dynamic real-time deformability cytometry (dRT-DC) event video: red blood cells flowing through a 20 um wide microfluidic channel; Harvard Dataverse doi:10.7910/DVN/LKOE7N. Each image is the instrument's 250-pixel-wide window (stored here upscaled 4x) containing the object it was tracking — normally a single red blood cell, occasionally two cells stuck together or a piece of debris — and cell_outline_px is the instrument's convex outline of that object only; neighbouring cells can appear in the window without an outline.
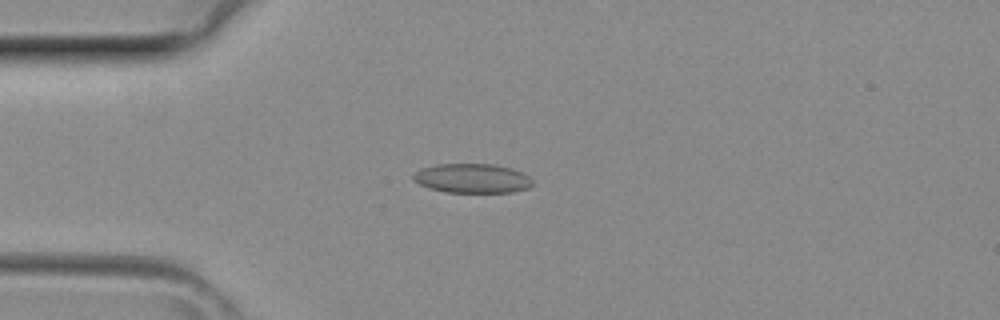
{"species": "common noctule bat (a hibernating species)", "species_latin": "Nyctalus noctula", "temperature_condition": "room temperature", "stored_images_in_passage": 3, "camera_frame_rate_fps": 3000, "um_per_image_px": 0.085, "animal": {"sex": "female", "body_mass_g": 29.2, "forearm_length_mm": 56.3}, "frame": {"image": 1, "passage_image": 3, "time_ms": 0.667, "image_size_px": [1000, 320], "cell_outline_px": [[532, 184], [528, 188], [512, 192], [444, 192], [428, 188], [412, 180], [412, 176], [420, 168], [436, 164], [496, 164], [512, 168], [528, 176], [532, 180]], "centroid_in_image_um": [40.1, 15.15], "position_along_channel_um": 44.9, "area_um2": 20.46}}